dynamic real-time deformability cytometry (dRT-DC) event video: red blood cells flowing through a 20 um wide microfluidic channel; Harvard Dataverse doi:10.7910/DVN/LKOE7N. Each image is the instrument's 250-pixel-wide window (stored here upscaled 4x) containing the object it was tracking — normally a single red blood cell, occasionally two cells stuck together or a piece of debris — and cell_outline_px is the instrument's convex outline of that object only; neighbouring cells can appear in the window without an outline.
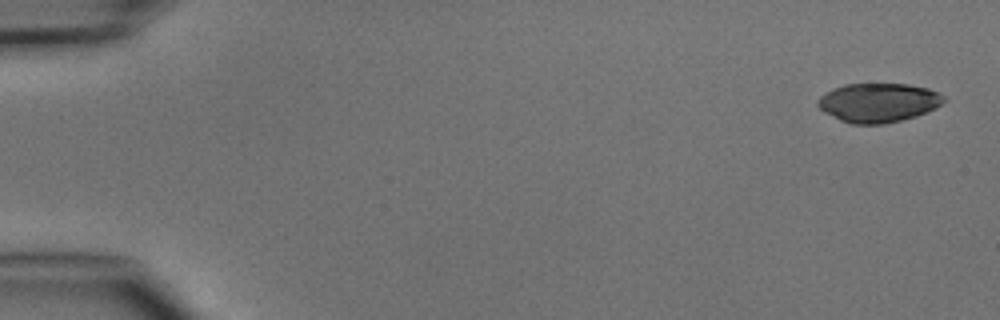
{"species": "common noctule bat (a hibernating species)", "species_latin": "Nyctalus noctula", "temperature_condition": "cold", "stored_images_in_passage": 6, "camera_frame_rate_fps": 3000, "um_per_image_px": 0.085, "animal": {"sex": "male", "body_mass_g": 15.6}, "frame": {"image": 1, "passage_image": 1, "time_ms": 0.0, "image_size_px": [1000, 320], "cell_outline_px": [[944, 100], [940, 104], [916, 116], [884, 124], [852, 124], [840, 120], [824, 112], [816, 104], [816, 100], [820, 96], [832, 88], [844, 84], [908, 84], [928, 88], [944, 96]], "centroid_in_image_um": [74.59, 8.72], "position_along_channel_um": 10.4, "area_um2": 28.5}}